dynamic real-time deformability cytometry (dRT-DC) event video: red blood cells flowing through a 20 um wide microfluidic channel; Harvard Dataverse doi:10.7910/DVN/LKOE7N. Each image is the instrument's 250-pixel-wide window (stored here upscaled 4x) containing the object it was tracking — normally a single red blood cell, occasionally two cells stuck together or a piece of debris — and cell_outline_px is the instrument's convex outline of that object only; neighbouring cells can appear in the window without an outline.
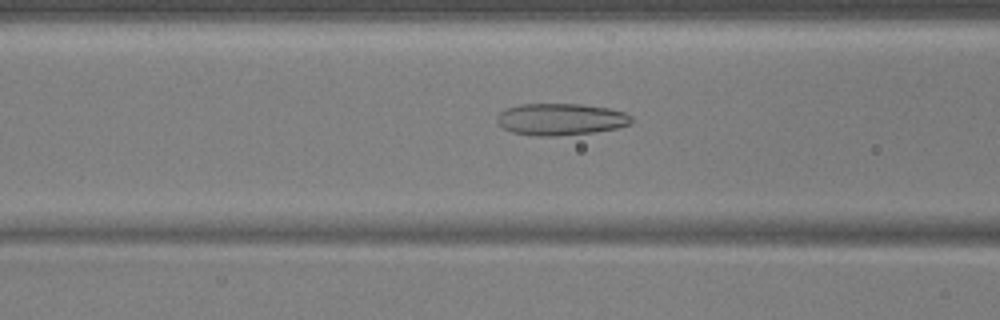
{"species": "common noctule bat (a hibernating species)", "species_latin": "Nyctalus noctula", "temperature_condition": "warm", "stored_images_in_passage": 46, "camera_frame_rate_fps": 3000, "um_per_image_px": 0.085, "animal": {"sex": "male", "body_mass_g": 17.9, "forearm_length_mm": 54.2}, "frame": {"image": 1, "passage_image": 22, "time_ms": 7.0, "image_size_px": [1000, 320], "cell_outline_px": [[632, 120], [628, 124], [616, 128], [592, 132], [560, 136], [536, 136], [512, 132], [496, 124], [496, 116], [500, 112], [508, 108], [520, 104], [580, 104], [608, 108], [624, 112], [632, 116]], "centroid_in_image_um": [47.62, 10.14], "position_along_channel_um": 119.0, "area_um2": 24.91}}
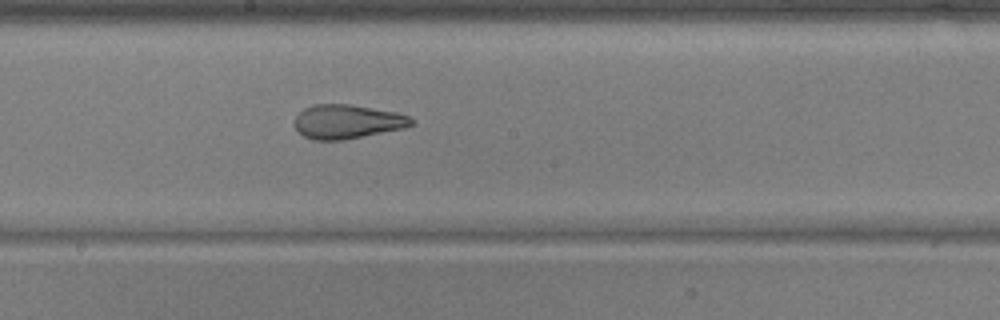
{"frame": {"image": 2, "passage_image": 30, "time_ms": 9.667, "image_size_px": [1000, 320], "cell_outline_px": [[412, 124], [404, 128], [344, 140], [312, 140], [304, 136], [296, 128], [296, 116], [304, 108], [312, 104], [352, 104], [396, 112], [408, 116], [412, 120]], "centroid_in_image_um": [29.5, 10.33], "position_along_channel_um": 218.7, "area_um2": 23.06}}
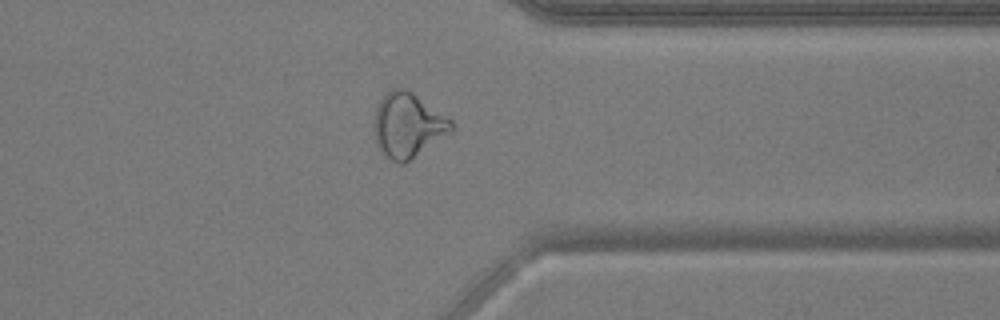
{"frame": {"image": 3, "passage_image": 43, "time_ms": 14.0, "image_size_px": [1000, 320], "cell_outline_px": [[456, 128], [404, 164], [400, 164], [392, 160], [376, 144], [372, 124], [376, 108], [380, 100], [392, 88], [408, 88], [452, 120]], "centroid_in_image_um": [34.66, 10.62], "position_along_channel_um": 376.7, "area_um2": 29.07}, "authors_computed_cell_mechanics": {"area_um2": 25.1719, "velocity_mm_per_s": 3.7285, "shape_relaxation_time_tau1_ms": 5.8837, "shape_relaxation_time_tau2_ms": 1.5238, "deformation_change_tau1": 0.1902, "deformation_change_tau2": 0.1043}}